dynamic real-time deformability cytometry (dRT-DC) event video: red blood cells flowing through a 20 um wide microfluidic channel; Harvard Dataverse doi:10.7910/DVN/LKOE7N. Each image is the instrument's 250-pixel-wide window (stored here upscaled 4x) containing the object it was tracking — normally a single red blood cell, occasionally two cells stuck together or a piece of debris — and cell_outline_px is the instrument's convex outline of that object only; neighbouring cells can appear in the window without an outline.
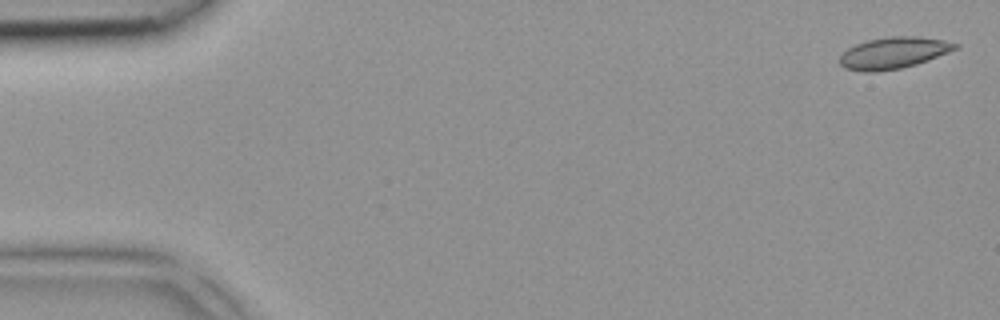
{"species": "common noctule bat (a hibernating species)", "species_latin": "Nyctalus noctula", "temperature_condition": "room temperature", "stored_images_in_passage": 3, "camera_frame_rate_fps": 3000, "um_per_image_px": 0.085, "animal": {"sex": "female", "body_mass_g": 18.4}, "frame": {"image": 1, "passage_image": 1, "time_ms": 0.0, "image_size_px": [1000, 320], "cell_outline_px": [[960, 44], [956, 48], [928, 60], [916, 64], [900, 68], [876, 72], [864, 72], [844, 68], [840, 64], [840, 56], [848, 48], [856, 44], [868, 40], [888, 36], [916, 36], [944, 40]], "centroid_in_image_um": [75.92, 4.49], "position_along_channel_um": 9.1, "area_um2": 21.04}}
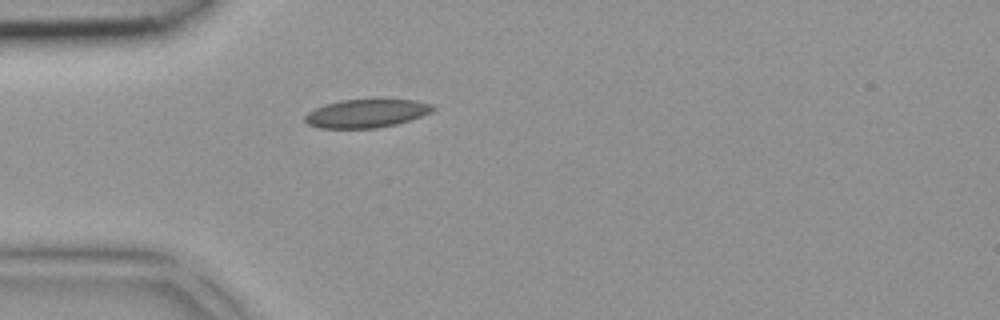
{"frame": {"image": 2, "passage_image": 3, "time_ms": 0.667, "image_size_px": [1000, 320], "cell_outline_px": [[436, 108], [432, 112], [396, 124], [376, 128], [320, 128], [308, 124], [304, 120], [304, 116], [308, 112], [324, 104], [340, 100], [412, 100], [432, 104]], "centroid_in_image_um": [31.12, 9.64], "position_along_channel_um": 53.9, "area_um2": 20.92}}